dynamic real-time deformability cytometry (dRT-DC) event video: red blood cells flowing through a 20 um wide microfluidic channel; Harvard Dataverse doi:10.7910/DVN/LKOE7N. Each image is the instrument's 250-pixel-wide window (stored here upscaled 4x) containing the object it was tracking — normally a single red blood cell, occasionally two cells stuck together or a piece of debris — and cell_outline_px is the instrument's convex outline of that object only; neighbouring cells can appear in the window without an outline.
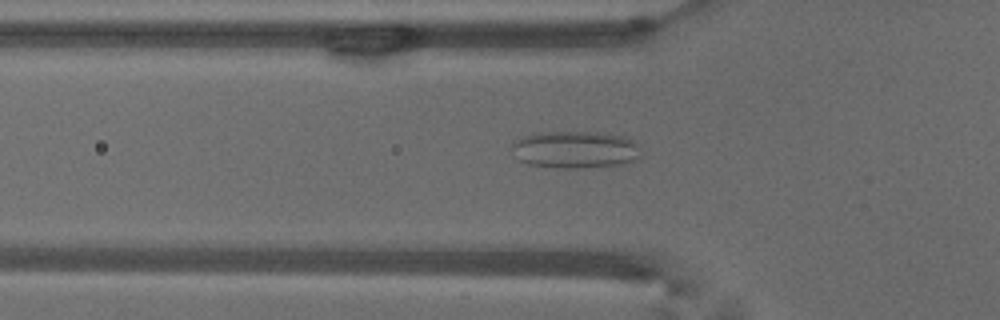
{"species": "common noctule bat (a hibernating species)", "species_latin": "Nyctalus noctula", "temperature_condition": "warm", "stored_images_in_passage": 52, "camera_frame_rate_fps": 3000, "um_per_image_px": 0.085, "animal": {"sex": "male", "body_mass_g": 18.8}, "frame": {"image": 1, "passage_image": 17, "time_ms": 5.333, "image_size_px": [1000, 320], "cell_outline_px": [[640, 160], [624, 164], [584, 168], [564, 168], [528, 164], [520, 160], [512, 148], [512, 140], [536, 132], [596, 132], [624, 136], [640, 144]], "centroid_in_image_um": [48.95, 12.71], "position_along_channel_um": 76.9, "area_um2": 28.32}}
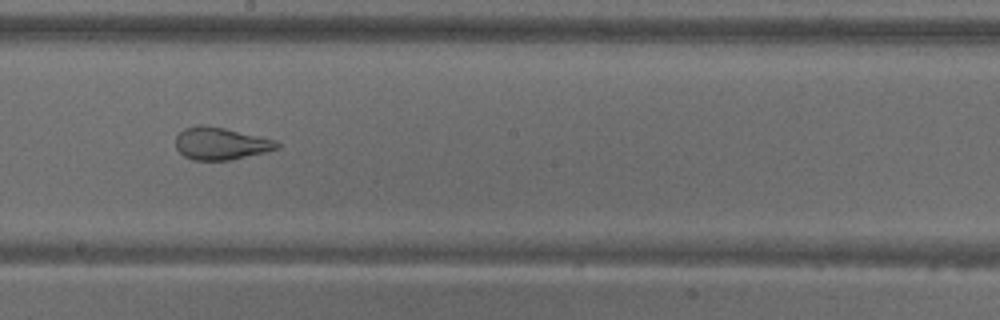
{"frame": {"image": 2, "passage_image": 29, "time_ms": 9.333, "image_size_px": [1000, 320], "cell_outline_px": [[280, 148], [232, 160], [192, 160], [184, 156], [176, 148], [176, 136], [184, 128], [200, 124], [224, 128], [276, 140], [280, 144]], "centroid_in_image_um": [18.75, 12.2], "position_along_channel_um": 229.4, "area_um2": 19.07}}
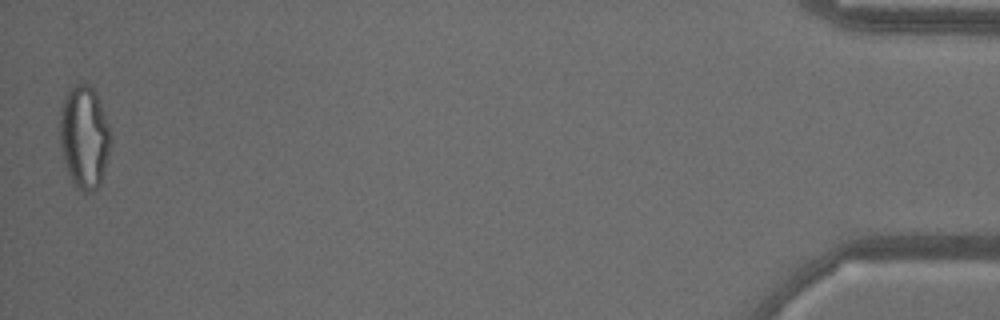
{"frame": {"image": 3, "passage_image": 52, "time_ms": 17.0, "image_size_px": [1000, 320], "cell_outline_px": [[112, 140], [108, 156], [100, 184], [92, 192], [84, 192], [76, 188], [72, 184], [64, 164], [60, 144], [60, 112], [64, 100], [68, 92], [76, 84], [84, 80], [88, 80], [96, 92], [104, 112], [108, 124]], "centroid_in_image_um": [7.17, 11.64], "position_along_channel_um": 428.0, "area_um2": 30.87}, "authors_computed_cell_mechanics": {"area_um2": 25.6921, "velocity_mm_per_s": 3.7767, "shape_relaxation_time_tau1_ms": null, "shape_relaxation_time_tau2_ms": 0.9691, "deformation_change_tau1": null, "deformation_change_tau2": 0.0895}}